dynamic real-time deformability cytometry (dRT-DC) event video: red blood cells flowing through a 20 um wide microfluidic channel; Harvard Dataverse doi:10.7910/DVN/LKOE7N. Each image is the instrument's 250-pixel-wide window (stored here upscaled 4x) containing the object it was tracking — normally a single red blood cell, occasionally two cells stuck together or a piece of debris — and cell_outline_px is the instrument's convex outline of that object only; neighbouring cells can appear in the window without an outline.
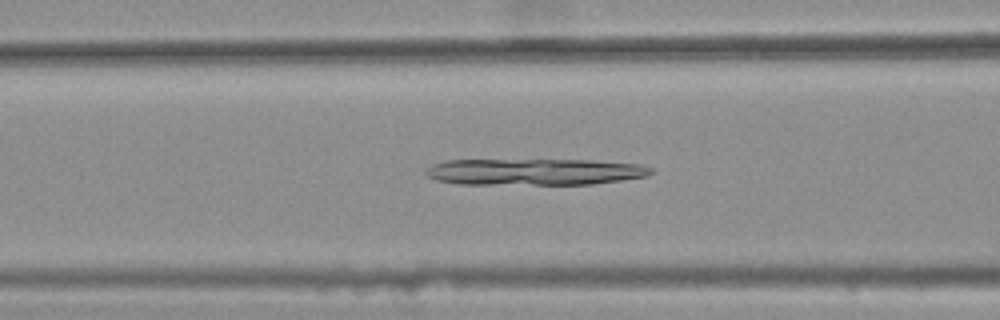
{"species": "common noctule bat (a hibernating species)", "species_latin": "Nyctalus noctula", "temperature_condition": "warm", "stored_images_in_passage": 36, "camera_frame_rate_fps": 3000, "um_per_image_px": 0.085, "animal": {"sex": "female", "body_mass_g": 25.1}, "frame": {"image": 1, "passage_image": 11, "time_ms": 3.333, "image_size_px": [1000, 320], "cell_outline_px": [[656, 172], [648, 176], [592, 184], [460, 184], [436, 180], [428, 176], [424, 172], [432, 164], [448, 160], [592, 160], [636, 164], [652, 168]], "centroid_in_image_um": [45.44, 14.6], "position_along_channel_um": 121.2, "area_um2": 34.74}}
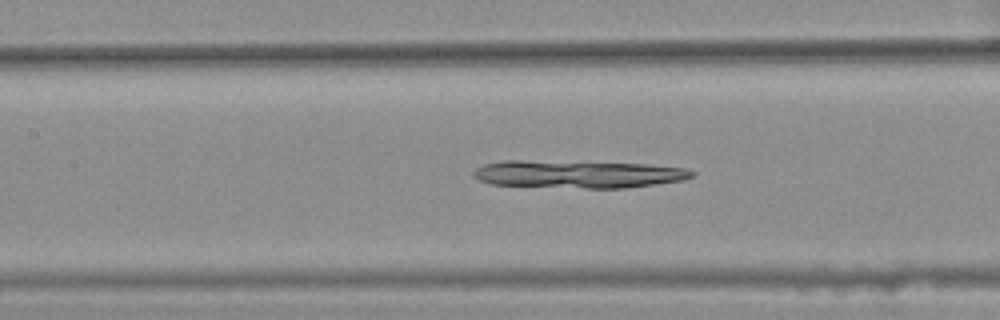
{"frame": {"image": 2, "passage_image": 14, "time_ms": 4.333, "image_size_px": [1000, 320], "cell_outline_px": [[696, 172], [692, 176], [684, 180], [656, 184], [624, 188], [584, 188], [492, 184], [480, 180], [472, 176], [472, 172], [476, 168], [484, 164], [504, 160], [524, 160], [648, 164], [688, 168]], "centroid_in_image_um": [49.15, 14.79], "position_along_channel_um": 158.2, "area_um2": 35.2}}
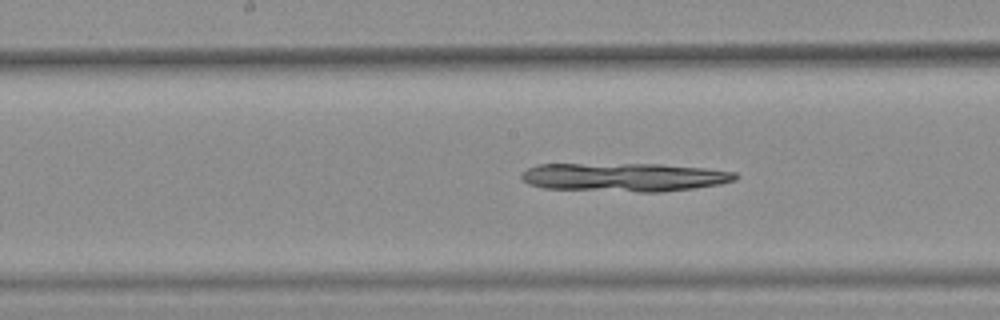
{"frame": {"image": 3, "passage_image": 17, "time_ms": 5.333, "image_size_px": [1000, 320], "cell_outline_px": [[740, 176], [736, 180], [720, 184], [692, 188], [660, 192], [636, 192], [544, 188], [528, 184], [520, 176], [520, 172], [536, 164], [660, 164], [704, 168], [736, 172]], "centroid_in_image_um": [53.05, 15.06], "position_along_channel_um": 195.1, "area_um2": 35.78}}